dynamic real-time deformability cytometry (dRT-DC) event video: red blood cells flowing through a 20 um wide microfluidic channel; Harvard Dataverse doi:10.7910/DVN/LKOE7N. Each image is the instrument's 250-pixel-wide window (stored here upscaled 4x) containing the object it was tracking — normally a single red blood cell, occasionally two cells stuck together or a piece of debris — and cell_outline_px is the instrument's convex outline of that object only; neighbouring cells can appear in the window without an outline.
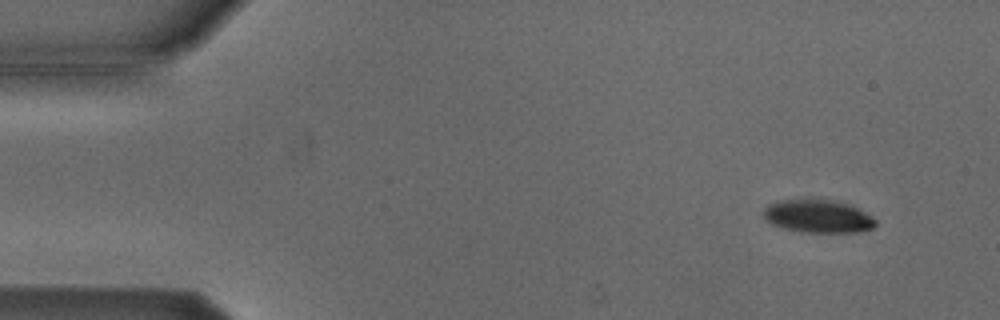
{"species": "Egyptian fruit bat (a non-hibernating species)", "species_latin": "Rousettus aegyptiacus", "temperature_condition": "cold", "stored_images_in_passage": 11, "camera_frame_rate_fps": 3000, "um_per_image_px": 0.085, "animal": {"sex": "male"}, "frame": {"image": 1, "passage_image": 4, "time_ms": 1.0, "image_size_px": [1000, 320], "cell_outline_px": [[876, 224], [872, 228], [860, 232], [800, 232], [784, 228], [772, 224], [764, 216], [764, 208], [768, 204], [784, 200], [836, 200], [848, 204], [872, 216], [876, 220]], "centroid_in_image_um": [69.55, 18.39], "position_along_channel_um": 15.5, "area_um2": 21.27}}